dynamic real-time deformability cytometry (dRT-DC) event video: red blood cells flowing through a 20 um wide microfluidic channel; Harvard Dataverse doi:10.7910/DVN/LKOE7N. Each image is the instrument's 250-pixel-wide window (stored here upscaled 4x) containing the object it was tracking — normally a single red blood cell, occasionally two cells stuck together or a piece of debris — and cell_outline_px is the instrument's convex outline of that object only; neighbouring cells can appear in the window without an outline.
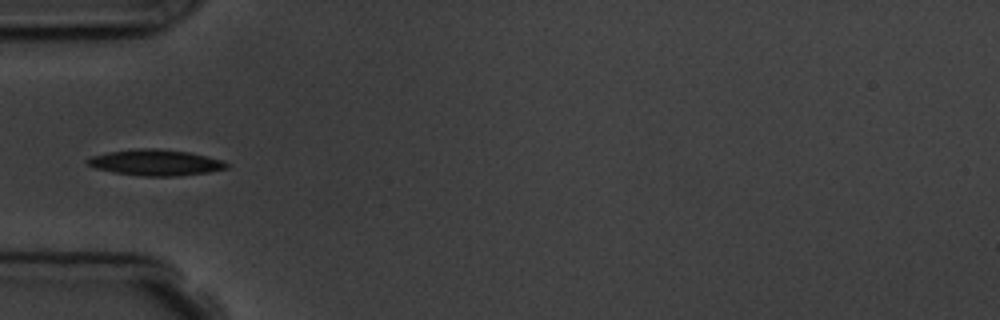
{"species": "common noctule bat (a hibernating species)", "species_latin": "Nyctalus noctula", "temperature_condition": "room temperature", "stored_images_in_passage": 4, "camera_frame_rate_fps": 3000, "um_per_image_px": 0.085, "animal": {"sex": "male", "body_mass_g": 19.5, "forearm_length_mm": 54.6}, "frame": {"image": 1, "passage_image": 4, "time_ms": 4.333, "image_size_px": [1000, 320], "cell_outline_px": [[228, 168], [208, 172], [176, 176], [144, 176], [116, 172], [96, 168], [88, 164], [84, 160], [92, 156], [108, 152], [140, 148], [156, 148], [188, 152], [224, 160], [228, 164]], "centroid_in_image_um": [13.24, 13.81], "position_along_channel_um": 71.8, "area_um2": 20.87}}